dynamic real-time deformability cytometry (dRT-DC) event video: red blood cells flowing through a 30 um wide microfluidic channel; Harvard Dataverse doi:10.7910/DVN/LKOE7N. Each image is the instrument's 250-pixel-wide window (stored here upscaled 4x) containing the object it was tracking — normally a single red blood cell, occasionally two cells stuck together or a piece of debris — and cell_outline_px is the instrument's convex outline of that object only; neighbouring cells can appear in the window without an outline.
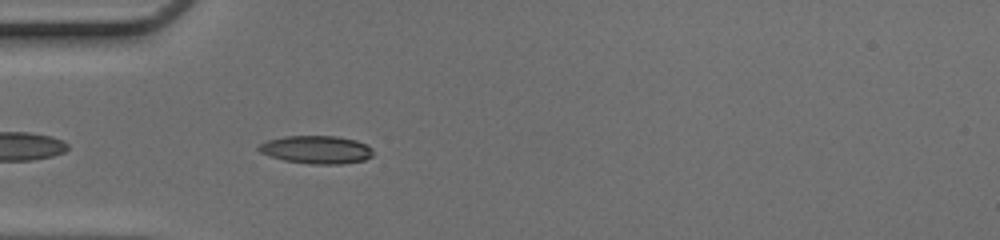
{"species": "common noctule bat (a hibernating species)", "species_latin": "Nyctalus noctula", "temperature_condition": "cold", "stored_images_in_passage": 35, "camera_frame_rate_fps": 3000, "um_per_image_px": 0.085, "animal": {"sex": "female", "body_mass_g": 17.0, "forearm_length_mm": 48.0}, "frame": {"image": 1, "passage_image": 3, "time_ms": 0.667, "image_size_px": [1000, 240], "cell_outline_px": [[372, 156], [364, 160], [340, 164], [308, 164], [284, 160], [268, 156], [260, 152], [256, 148], [260, 144], [268, 140], [284, 136], [336, 136], [356, 140], [372, 148]], "centroid_in_image_um": [26.86, 12.72], "position_along_channel_um": 58.1, "area_um2": 18.67}}
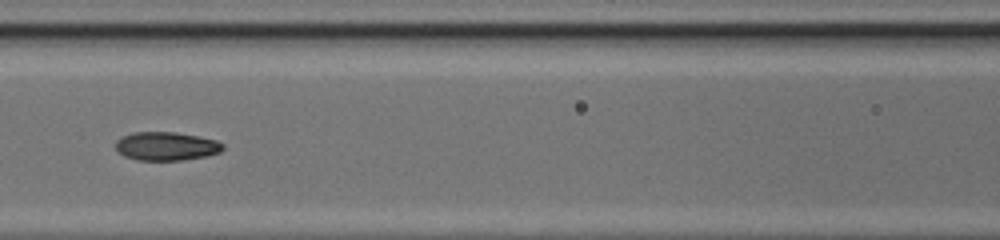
{"frame": {"image": 2, "passage_image": 10, "time_ms": 3.0, "image_size_px": [1000, 240], "cell_outline_px": [[224, 148], [220, 152], [208, 156], [184, 160], [136, 160], [124, 156], [116, 148], [116, 140], [120, 136], [132, 132], [176, 132], [200, 136], [216, 140], [224, 144]], "centroid_in_image_um": [14.15, 12.42], "position_along_channel_um": 152.5, "area_um2": 18.09}}
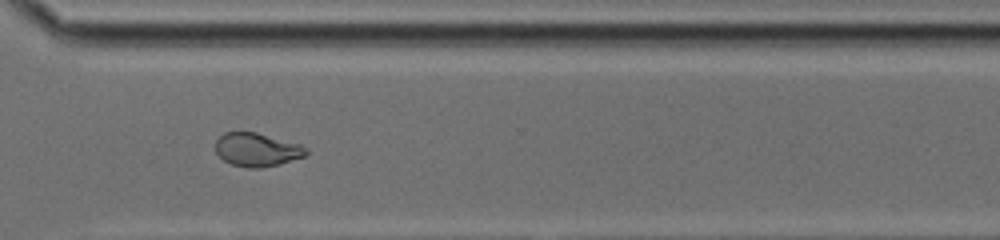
{"frame": {"image": 3, "passage_image": 24, "time_ms": 7.667, "image_size_px": [1000, 240], "cell_outline_px": [[308, 152], [304, 156], [280, 164], [260, 168], [248, 168], [232, 164], [224, 160], [216, 152], [216, 140], [224, 132], [256, 132], [300, 144], [308, 148]], "centroid_in_image_um": [21.85, 12.72], "position_along_channel_um": 348.7, "area_um2": 17.63}, "authors_computed_cell_mechanics": {"area_um2": 18.0914, "velocity_mm_per_s": 4.2163, "shape_relaxation_time_tau1_ms": null, "shape_relaxation_time_tau2_ms": 1.4701, "deformation_change_tau1": null, "deformation_change_tau2": 0.0688}}